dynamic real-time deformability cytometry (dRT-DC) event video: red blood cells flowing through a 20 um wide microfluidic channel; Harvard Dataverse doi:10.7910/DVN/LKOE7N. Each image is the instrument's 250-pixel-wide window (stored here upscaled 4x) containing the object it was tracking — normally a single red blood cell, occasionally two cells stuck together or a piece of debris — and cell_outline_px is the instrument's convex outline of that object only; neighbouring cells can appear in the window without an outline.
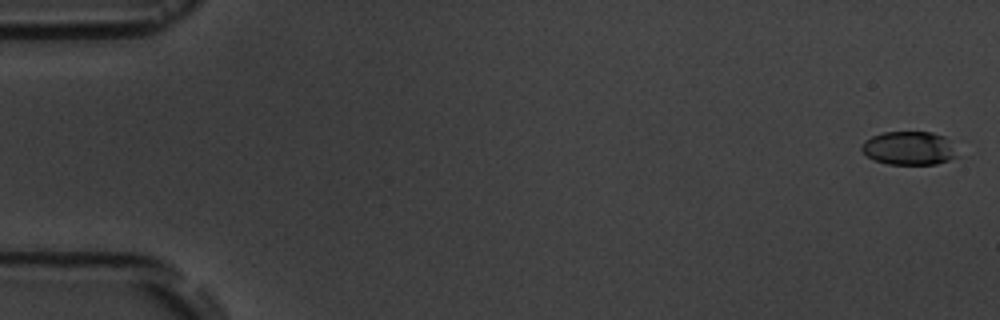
{"species": "common noctule bat (a hibernating species)", "species_latin": "Nyctalus noctula", "temperature_condition": "room temperature", "stored_images_in_passage": 8, "camera_frame_rate_fps": 3000, "um_per_image_px": 0.085, "animal": {"sex": "male", "body_mass_g": 19.5, "forearm_length_mm": 54.6}, "frame": {"image": 1, "passage_image": 1, "time_ms": 0.0, "image_size_px": [1000, 320], "cell_outline_px": [[960, 156], [936, 164], [888, 164], [876, 160], [868, 156], [860, 148], [864, 140], [872, 136], [884, 132], [932, 132], [944, 136]], "centroid_in_image_um": [77.27, 12.59], "position_along_channel_um": 7.7, "area_um2": 18.55}}
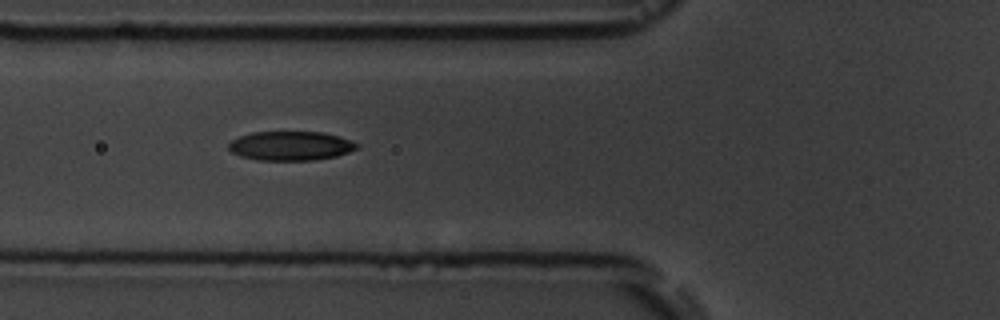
{"frame": {"image": 2, "passage_image": 7, "time_ms": 6.667, "image_size_px": [1000, 320], "cell_outline_px": [[360, 148], [336, 156], [312, 160], [256, 160], [240, 156], [232, 152], [228, 148], [228, 144], [232, 140], [240, 136], [252, 132], [324, 132], [340, 136], [360, 144]], "centroid_in_image_um": [24.73, 12.39], "position_along_channel_um": 101.1, "area_um2": 21.91}}
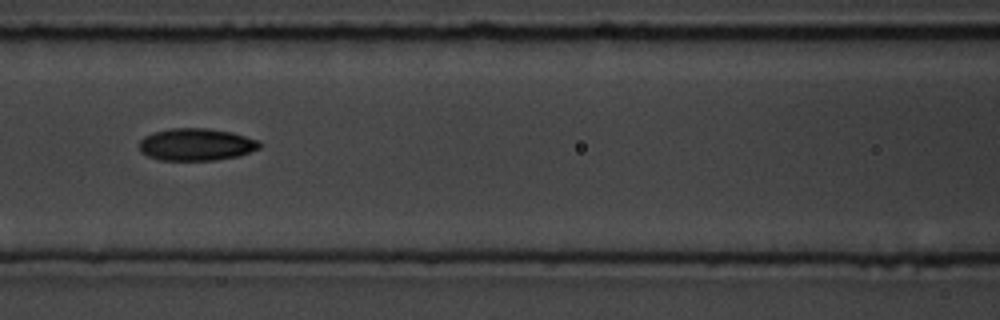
{"frame": {"image": 3, "passage_image": 8, "time_ms": 8.0, "image_size_px": [1000, 320], "cell_outline_px": [[264, 144], [260, 148], [240, 156], [216, 160], [160, 160], [148, 156], [140, 152], [140, 140], [144, 136], [152, 132], [172, 128], [208, 128], [232, 132], [260, 140]], "centroid_in_image_um": [16.72, 12.28], "position_along_channel_um": 149.9, "area_um2": 22.95}}